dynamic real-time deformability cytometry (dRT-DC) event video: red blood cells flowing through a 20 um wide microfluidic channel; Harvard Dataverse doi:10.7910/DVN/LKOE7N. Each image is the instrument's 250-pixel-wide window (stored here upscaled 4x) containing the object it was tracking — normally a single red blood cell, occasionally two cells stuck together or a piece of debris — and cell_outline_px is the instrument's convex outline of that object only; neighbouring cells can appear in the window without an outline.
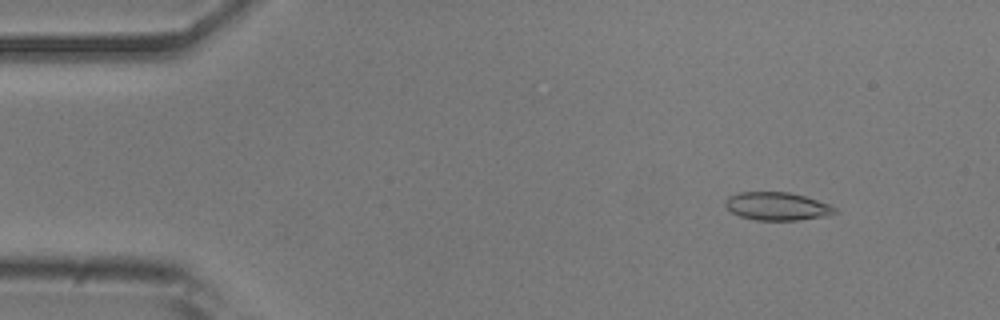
{"species": "common noctule bat (a hibernating species)", "species_latin": "Nyctalus noctula", "temperature_condition": "room temperature", "stored_images_in_passage": 51, "camera_frame_rate_fps": 3000, "um_per_image_px": 0.085, "animal": {"sex": "male", "body_mass_g": 20.5, "forearm_length_mm": 52.5}, "frame": {"image": 1, "passage_image": 5, "time_ms": 1.333, "image_size_px": [1000, 320], "cell_outline_px": [[836, 212], [824, 216], [800, 220], [756, 220], [740, 216], [732, 212], [724, 204], [724, 200], [728, 196], [740, 192], [788, 192], [804, 196], [828, 204], [836, 208]], "centroid_in_image_um": [66.01, 17.53], "position_along_channel_um": 19.0, "area_um2": 17.74}}
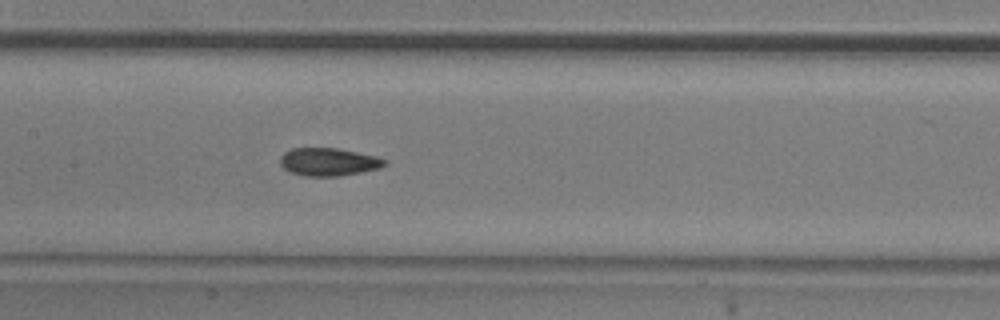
{"frame": {"image": 2, "passage_image": 24, "time_ms": 7.667, "image_size_px": [1000, 320], "cell_outline_px": [[388, 164], [380, 168], [340, 176], [304, 176], [288, 172], [280, 164], [280, 156], [284, 152], [292, 148], [336, 148], [376, 156], [388, 160]], "centroid_in_image_um": [27.92, 13.76], "position_along_channel_um": 179.5, "area_um2": 17.11}}
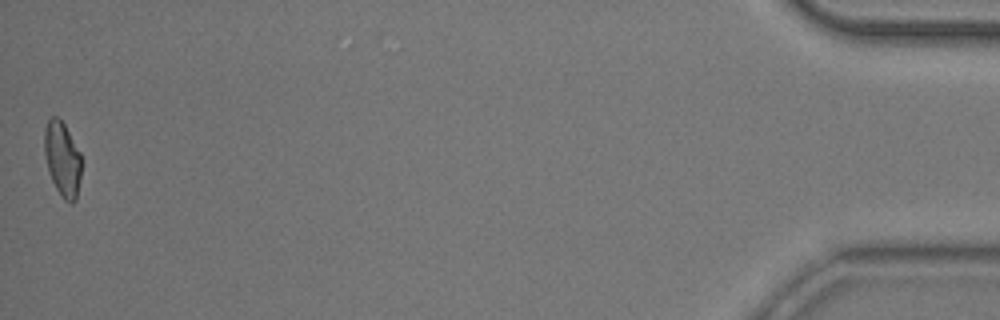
{"frame": {"image": 3, "passage_image": 51, "time_ms": 16.667, "image_size_px": [1000, 320], "cell_outline_px": [[80, 176], [76, 200], [72, 204], [64, 200], [60, 196], [52, 180], [48, 168], [44, 152], [44, 128], [48, 120], [52, 116], [56, 116], [64, 124], [80, 152]], "centroid_in_image_um": [5.29, 13.52], "position_along_channel_um": 429.9, "area_um2": 15.95}, "authors_computed_cell_mechanics": {"area_um2": 17.1666, "velocity_mm_per_s": 3.8673, "shape_relaxation_time_tau1_ms": 10.5551, "shape_relaxation_time_tau2_ms": 2.0605, "deformation_change_tau1": 0.2382, "deformation_change_tau2": 0.0806}}